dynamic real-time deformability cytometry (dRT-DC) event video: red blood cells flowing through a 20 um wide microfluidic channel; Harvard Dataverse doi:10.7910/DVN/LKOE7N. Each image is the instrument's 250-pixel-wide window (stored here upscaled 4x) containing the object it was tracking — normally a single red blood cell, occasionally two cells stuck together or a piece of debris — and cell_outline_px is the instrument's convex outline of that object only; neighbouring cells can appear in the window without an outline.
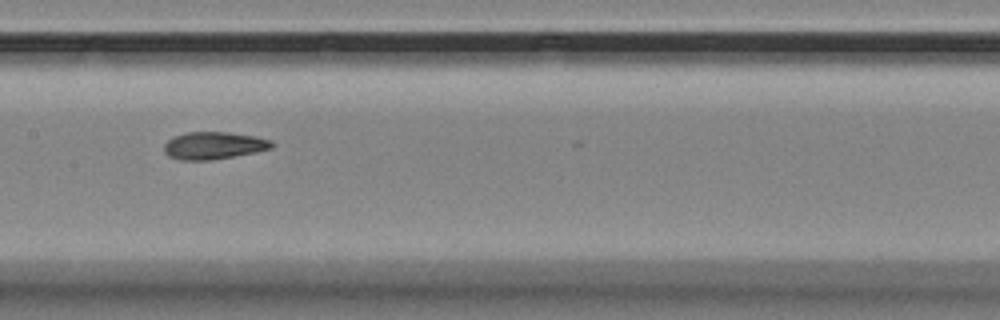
{"species": "Egyptian fruit bat (a non-hibernating species)", "species_latin": "Rousettus aegyptiacus", "temperature_condition": "room temperature", "stored_images_in_passage": 8, "camera_frame_rate_fps": 3000, "um_per_image_px": 0.085, "animal": {"sex": "female"}, "frame": {"image": 1, "passage_image": 6, "time_ms": 5.667, "image_size_px": [1000, 320], "cell_outline_px": [[276, 144], [272, 148], [256, 152], [212, 160], [180, 160], [168, 156], [164, 152], [164, 144], [172, 136], [188, 132], [228, 132], [256, 136], [272, 140]], "centroid_in_image_um": [18.18, 12.37], "position_along_channel_um": 189.2, "area_um2": 17.4}}
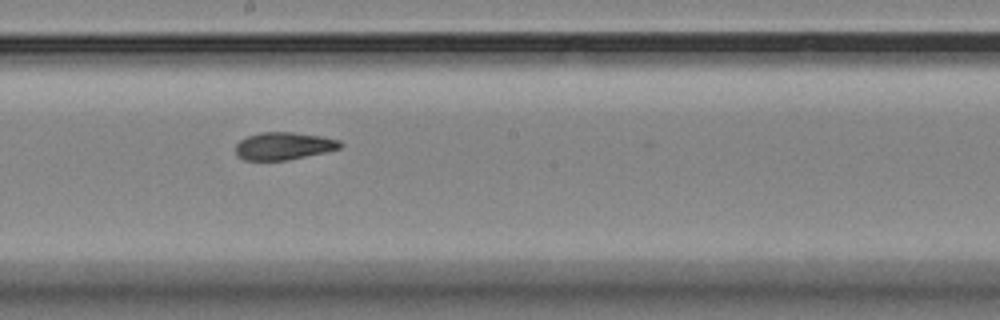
{"frame": {"image": 2, "passage_image": 7, "time_ms": 6.667, "image_size_px": [1000, 320], "cell_outline_px": [[344, 144], [340, 148], [324, 152], [288, 160], [244, 160], [236, 156], [236, 144], [240, 140], [248, 136], [260, 132], [292, 132], [320, 136], [340, 140]], "centroid_in_image_um": [24.1, 12.41], "position_along_channel_um": 224.1, "area_um2": 16.76}}
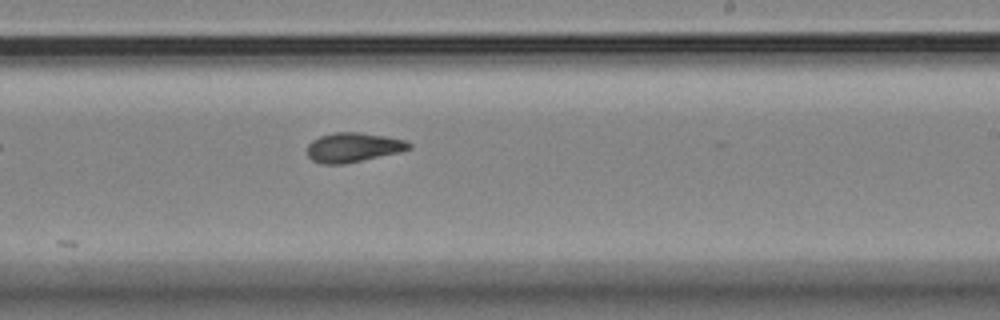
{"frame": {"image": 3, "passage_image": 8, "time_ms": 7.667, "image_size_px": [1000, 320], "cell_outline_px": [[412, 148], [400, 152], [344, 164], [320, 164], [312, 160], [308, 156], [308, 144], [312, 140], [320, 136], [336, 132], [356, 132], [384, 136], [404, 140], [412, 144]], "centroid_in_image_um": [30.01, 12.53], "position_along_channel_um": 259.0, "area_um2": 17.4}}